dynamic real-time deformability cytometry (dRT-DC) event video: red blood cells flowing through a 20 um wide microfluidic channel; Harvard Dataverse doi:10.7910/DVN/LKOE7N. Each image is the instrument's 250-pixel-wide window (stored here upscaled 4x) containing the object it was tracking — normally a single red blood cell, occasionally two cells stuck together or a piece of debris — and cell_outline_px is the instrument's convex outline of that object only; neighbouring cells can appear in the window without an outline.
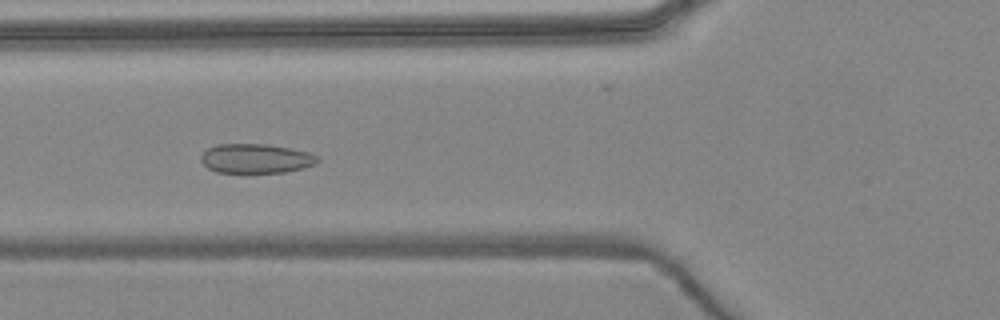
{"species": "common noctule bat (a hibernating species)", "species_latin": "Nyctalus noctula", "temperature_condition": "warm", "stored_images_in_passage": 5, "camera_frame_rate_fps": 3000, "um_per_image_px": 0.085, "animal": {"sex": "female", "body_mass_g": 24.6, "forearm_length_mm": 56.2}, "frame": {"image": 1, "passage_image": 4, "time_ms": 4.333, "image_size_px": [1000, 320], "cell_outline_px": [[320, 160], [316, 164], [304, 168], [284, 172], [216, 172], [208, 168], [200, 160], [200, 156], [208, 148], [216, 144], [264, 144], [292, 148], [308, 152], [316, 156]], "centroid_in_image_um": [21.75, 13.47], "position_along_channel_um": 104.0, "area_um2": 19.94}}
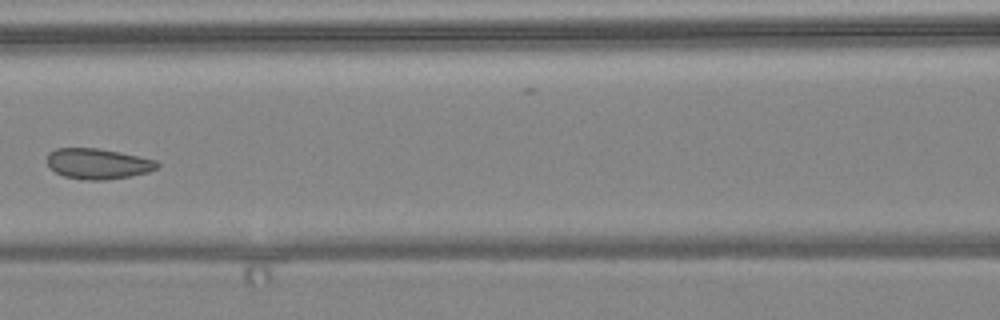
{"frame": {"image": 2, "passage_image": 5, "time_ms": 5.667, "image_size_px": [1000, 320], "cell_outline_px": [[160, 164], [156, 168], [148, 172], [128, 176], [104, 180], [84, 180], [64, 176], [56, 172], [48, 164], [48, 152], [56, 148], [96, 148], [120, 152], [140, 156], [156, 160]], "centroid_in_image_um": [8.33, 13.91], "position_along_channel_um": 158.3, "area_um2": 19.48}}